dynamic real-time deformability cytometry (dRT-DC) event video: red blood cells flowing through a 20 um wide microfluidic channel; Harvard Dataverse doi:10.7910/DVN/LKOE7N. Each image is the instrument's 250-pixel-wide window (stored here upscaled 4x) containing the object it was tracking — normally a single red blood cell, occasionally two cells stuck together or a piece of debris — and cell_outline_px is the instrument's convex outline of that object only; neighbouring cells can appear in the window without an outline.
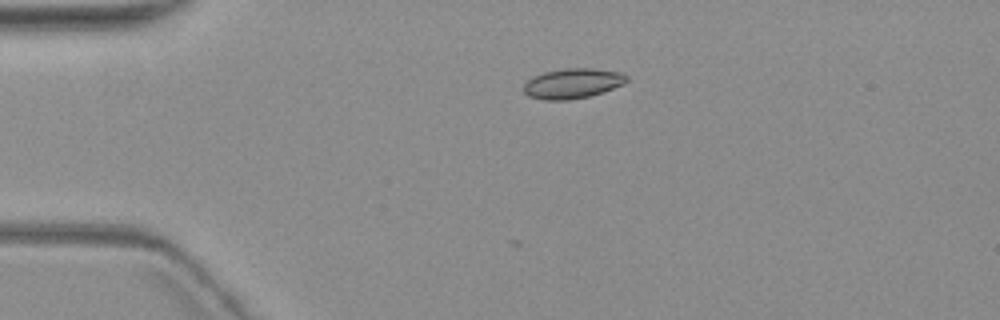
{"species": "common noctule bat (a hibernating species)", "species_latin": "Nyctalus noctula", "temperature_condition": "warm", "stored_images_in_passage": 4, "camera_frame_rate_fps": 3000, "um_per_image_px": 0.085, "animal": {"sex": "female", "body_mass_g": 19.3, "forearm_length_mm": 54.1}, "frame": {"image": 1, "passage_image": 3, "time_ms": 2.333, "image_size_px": [1000, 320], "cell_outline_px": [[628, 80], [624, 84], [588, 96], [568, 100], [544, 100], [528, 96], [524, 92], [524, 84], [532, 76], [544, 72], [564, 68], [592, 68], [620, 72], [628, 76]], "centroid_in_image_um": [48.65, 7.08], "position_along_channel_um": 36.4, "area_um2": 17.98}}